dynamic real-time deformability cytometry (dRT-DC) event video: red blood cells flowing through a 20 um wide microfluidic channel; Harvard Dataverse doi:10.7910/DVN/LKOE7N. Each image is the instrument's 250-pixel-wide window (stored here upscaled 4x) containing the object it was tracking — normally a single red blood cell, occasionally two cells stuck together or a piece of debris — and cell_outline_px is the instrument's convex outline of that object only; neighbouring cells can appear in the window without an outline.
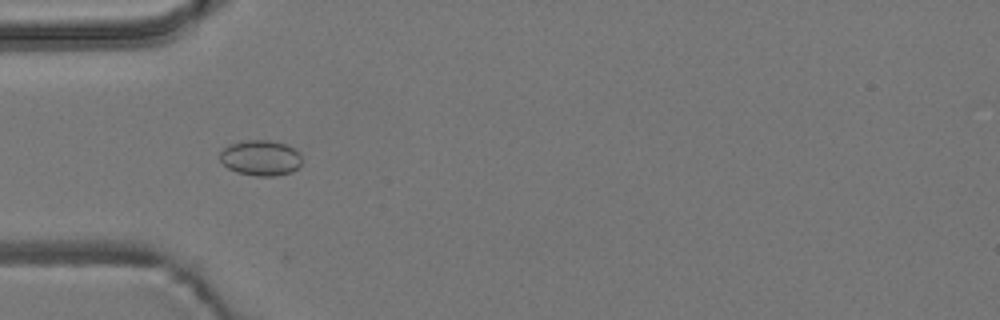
{"species": "common noctule bat (a hibernating species)", "species_latin": "Nyctalus noctula", "temperature_condition": "room temperature", "stored_images_in_passage": 4, "camera_frame_rate_fps": 3000, "um_per_image_px": 0.085, "animal": {"sex": "male", "body_mass_g": 19.2, "forearm_length_mm": 51.8}, "frame": {"image": 1, "passage_image": 1, "time_ms": 0.0, "image_size_px": [1000, 320], "cell_outline_px": [[300, 168], [292, 172], [272, 176], [256, 176], [236, 172], [228, 168], [220, 160], [220, 152], [228, 144], [244, 140], [272, 140], [288, 144], [300, 152]], "centroid_in_image_um": [22.17, 13.41], "position_along_channel_um": 62.8, "area_um2": 17.22}}